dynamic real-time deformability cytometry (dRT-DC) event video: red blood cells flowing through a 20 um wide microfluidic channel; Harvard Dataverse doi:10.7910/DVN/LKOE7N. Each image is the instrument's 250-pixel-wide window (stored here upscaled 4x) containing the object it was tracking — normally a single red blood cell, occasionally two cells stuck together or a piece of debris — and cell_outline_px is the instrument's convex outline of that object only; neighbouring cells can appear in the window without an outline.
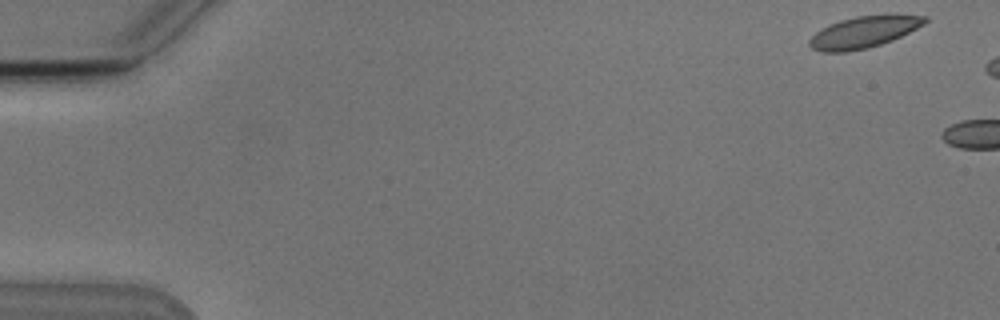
{"species": "Egyptian fruit bat (a non-hibernating species)", "species_latin": "Rousettus aegyptiacus", "temperature_condition": "cold", "stored_images_in_passage": 2, "camera_frame_rate_fps": 3000, "um_per_image_px": 0.085, "animal": {"sex": "male"}, "frame": {"image": 1, "passage_image": 1, "time_ms": 0.0, "image_size_px": [1000, 320], "cell_outline_px": [[928, 20], [924, 24], [892, 40], [868, 48], [848, 52], [820, 52], [812, 48], [808, 44], [808, 40], [816, 32], [828, 24], [840, 20], [856, 16], [888, 12], [928, 16]], "centroid_in_image_um": [73.45, 2.69], "position_along_channel_um": 11.6, "area_um2": 21.85}}